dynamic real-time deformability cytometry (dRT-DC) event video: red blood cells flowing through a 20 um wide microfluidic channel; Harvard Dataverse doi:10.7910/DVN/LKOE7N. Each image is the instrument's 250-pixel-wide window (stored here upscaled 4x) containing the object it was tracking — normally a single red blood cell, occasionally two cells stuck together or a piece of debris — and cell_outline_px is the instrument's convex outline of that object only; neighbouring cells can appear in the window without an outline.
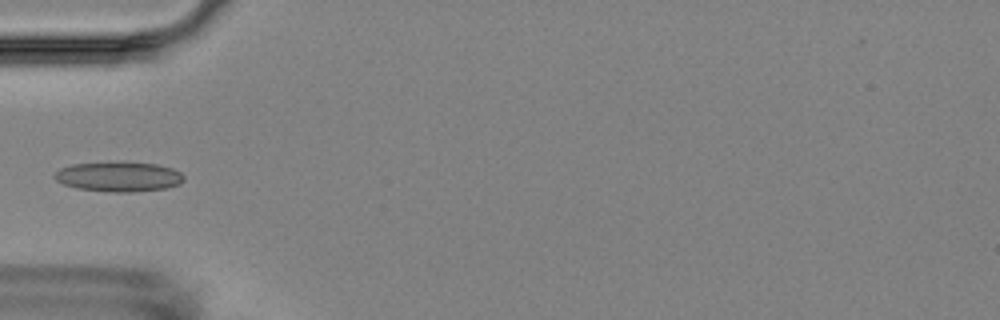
{"species": "Egyptian fruit bat (a non-hibernating species)", "species_latin": "Rousettus aegyptiacus", "temperature_condition": "room temperature", "stored_images_in_passage": 4, "camera_frame_rate_fps": 3000, "um_per_image_px": 0.085, "animal": {"sex": "female"}, "frame": {"image": 1, "passage_image": 4, "time_ms": 4.333, "image_size_px": [1000, 320], "cell_outline_px": [[184, 180], [180, 184], [168, 188], [132, 192], [112, 192], [76, 188], [64, 184], [56, 180], [52, 176], [60, 168], [72, 164], [124, 160], [156, 164], [172, 168], [180, 172], [184, 176]], "centroid_in_image_um": [10.1, 14.99], "position_along_channel_um": 74.9, "area_um2": 23.06}}